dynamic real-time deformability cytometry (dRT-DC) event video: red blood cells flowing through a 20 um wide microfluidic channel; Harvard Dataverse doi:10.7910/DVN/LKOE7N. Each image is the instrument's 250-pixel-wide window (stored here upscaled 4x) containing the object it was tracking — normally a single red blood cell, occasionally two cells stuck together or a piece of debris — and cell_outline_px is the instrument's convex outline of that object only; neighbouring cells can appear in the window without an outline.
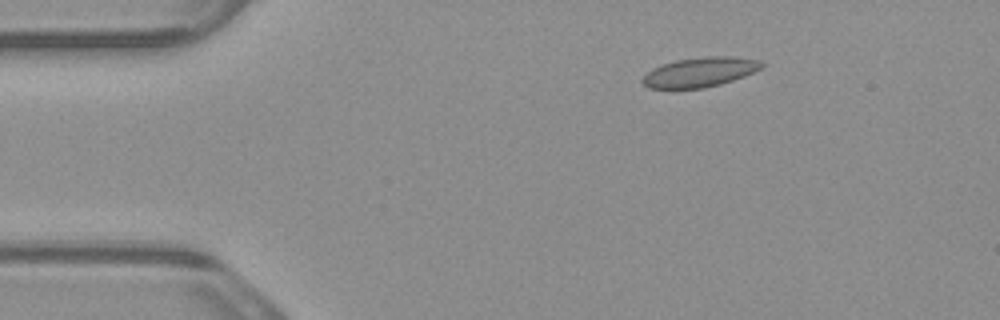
{"species": "common noctule bat (a hibernating species)", "species_latin": "Nyctalus noctula", "temperature_condition": "warm", "stored_images_in_passage": 4, "camera_frame_rate_fps": 3000, "um_per_image_px": 0.085, "animal": {"sex": "male", "body_mass_g": 23.1, "forearm_length_mm": 52.7}, "frame": {"image": 1, "passage_image": 2, "time_ms": 0.333, "image_size_px": [1000, 320], "cell_outline_px": [[768, 64], [764, 68], [744, 76], [720, 84], [704, 88], [648, 88], [640, 80], [652, 68], [676, 60], [708, 56], [732, 56], [764, 60]], "centroid_in_image_um": [59.58, 6.11], "position_along_channel_um": 25.4, "area_um2": 20.75}}